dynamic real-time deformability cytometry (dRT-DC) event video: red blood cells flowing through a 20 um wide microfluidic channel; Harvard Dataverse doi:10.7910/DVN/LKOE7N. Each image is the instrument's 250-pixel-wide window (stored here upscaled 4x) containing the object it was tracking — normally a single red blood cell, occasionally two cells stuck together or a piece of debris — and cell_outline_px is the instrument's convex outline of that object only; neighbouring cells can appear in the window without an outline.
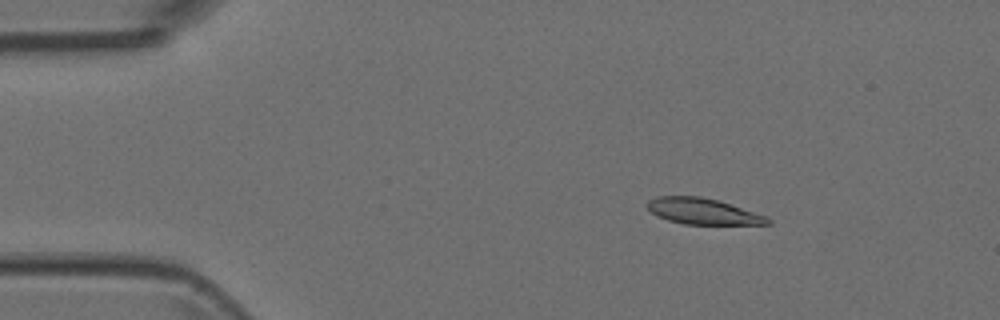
{"species": "Egyptian fruit bat (a non-hibernating species)", "species_latin": "Rousettus aegyptiacus", "temperature_condition": "room temperature", "stored_images_in_passage": 3, "camera_frame_rate_fps": 3000, "um_per_image_px": 0.085, "animal": {"sex": "female"}, "frame": {"image": 1, "passage_image": 1, "time_ms": 0.0, "image_size_px": [1000, 320], "cell_outline_px": [[772, 224], [684, 224], [668, 220], [656, 216], [648, 208], [648, 200], [656, 196], [700, 196], [720, 200], [768, 216], [772, 220]], "centroid_in_image_um": [59.79, 17.95], "position_along_channel_um": 25.2, "area_um2": 18.44}}
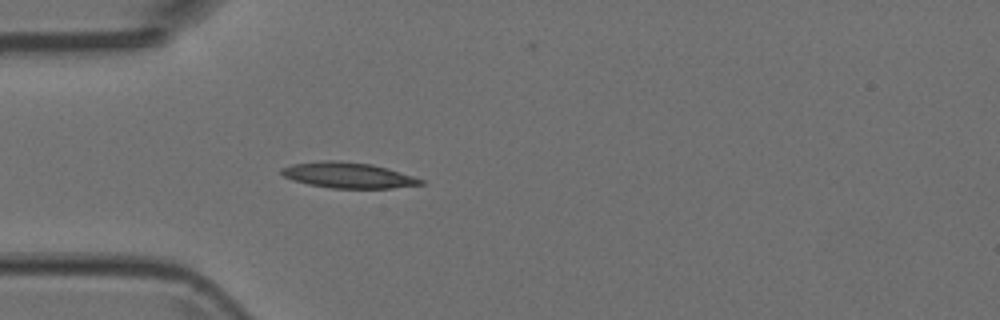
{"frame": {"image": 2, "passage_image": 3, "time_ms": 0.667, "image_size_px": [1000, 320], "cell_outline_px": [[424, 184], [392, 188], [332, 188], [308, 184], [292, 180], [284, 176], [280, 172], [280, 168], [292, 164], [320, 160], [340, 160], [372, 164], [388, 168], [424, 180]], "centroid_in_image_um": [29.56, 14.88], "position_along_channel_um": 55.4, "area_um2": 20.92}}